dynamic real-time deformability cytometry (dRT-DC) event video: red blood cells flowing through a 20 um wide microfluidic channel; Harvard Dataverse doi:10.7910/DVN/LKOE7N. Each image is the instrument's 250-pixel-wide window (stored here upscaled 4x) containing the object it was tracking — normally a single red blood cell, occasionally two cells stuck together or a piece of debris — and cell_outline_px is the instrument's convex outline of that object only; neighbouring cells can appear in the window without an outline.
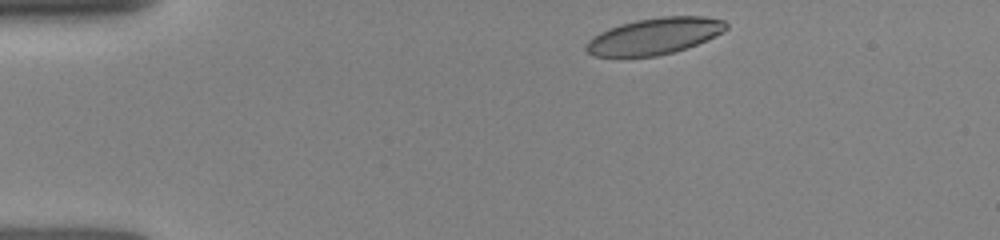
{"species": "human", "species_latin": "Homo sapiens", "temperature_condition": "room temperature", "stored_images_in_passage": 23, "camera_frame_rate_fps": 3000, "um_per_image_px": 0.085, "donor": {"sex": "female"}, "frame": {"image": 1, "passage_image": 1, "time_ms": 0.0, "image_size_px": [1000, 240], "cell_outline_px": [[728, 28], [696, 44], [672, 52], [656, 56], [592, 56], [584, 48], [584, 44], [588, 40], [600, 32], [608, 28], [620, 24], [636, 20], [660, 16], [704, 16], [724, 20], [728, 24]], "centroid_in_image_um": [55.58, 3.06], "position_along_channel_um": 29.4, "area_um2": 29.48}}
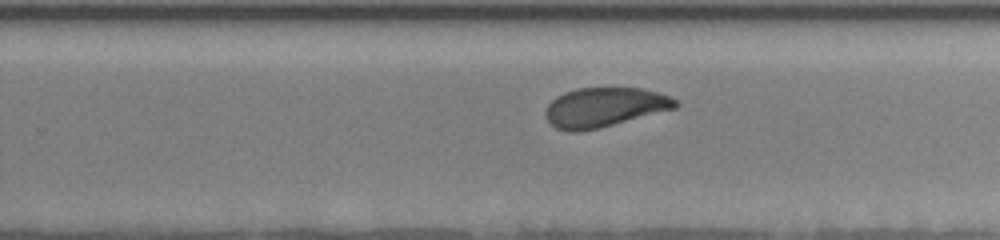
{"frame": {"image": 2, "passage_image": 12, "time_ms": 7.667, "image_size_px": [1000, 240], "cell_outline_px": [[680, 104], [676, 108], [600, 128], [576, 132], [568, 132], [556, 128], [548, 120], [544, 112], [548, 104], [556, 96], [564, 92], [576, 88], [640, 88], [656, 92], [668, 96], [676, 100]], "centroid_in_image_um": [51.35, 9.12], "position_along_channel_um": 278.5, "area_um2": 29.82}}
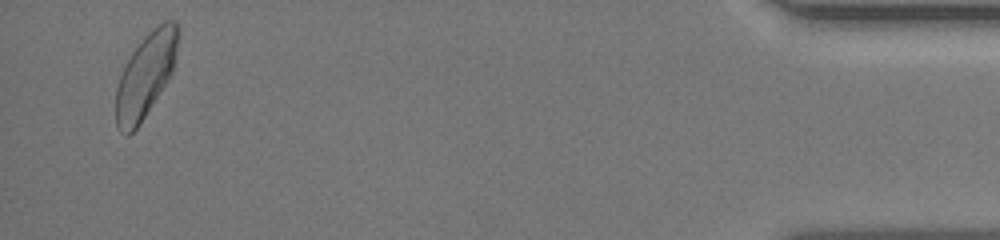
{"frame": {"image": 3, "passage_image": 23, "time_ms": 13.0, "image_size_px": [1000, 240], "cell_outline_px": [[180, 32], [172, 72], [168, 80], [140, 124], [128, 136], [116, 128], [116, 88], [120, 76], [132, 52], [144, 36], [152, 28], [164, 20], [176, 20], [180, 24]], "centroid_in_image_um": [12.4, 6.36], "position_along_channel_um": 422.8, "area_um2": 30.52}}